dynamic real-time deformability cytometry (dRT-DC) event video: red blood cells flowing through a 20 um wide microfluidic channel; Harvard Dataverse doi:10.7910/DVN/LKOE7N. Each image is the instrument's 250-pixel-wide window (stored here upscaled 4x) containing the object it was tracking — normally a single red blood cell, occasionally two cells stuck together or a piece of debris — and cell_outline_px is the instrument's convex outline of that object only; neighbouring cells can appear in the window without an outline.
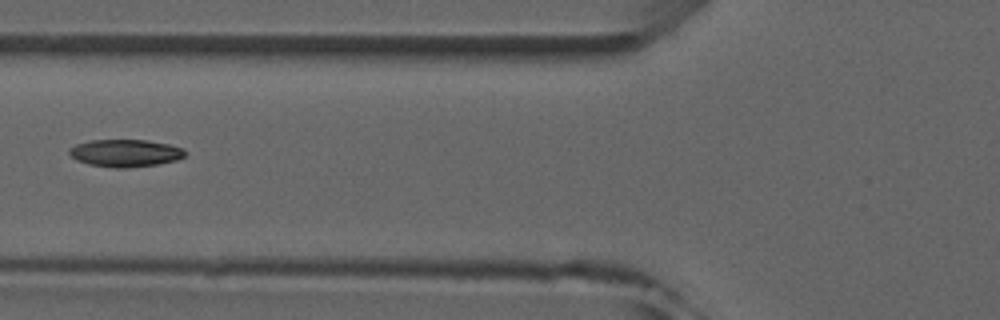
{"species": "common noctule bat (a hibernating species)", "species_latin": "Nyctalus noctula", "temperature_condition": "room temperature", "stored_images_in_passage": 6, "camera_frame_rate_fps": 3000, "um_per_image_px": 0.085, "animal": {"sex": "male", "forearm_length_mm": 52.5}, "frame": {"image": 1, "passage_image": 6, "time_ms": 5.667, "image_size_px": [1000, 320], "cell_outline_px": [[188, 152], [184, 156], [176, 160], [156, 164], [124, 168], [116, 168], [88, 164], [76, 160], [68, 152], [68, 148], [76, 144], [88, 140], [148, 140], [168, 144], [184, 148]], "centroid_in_image_um": [10.64, 13.0], "position_along_channel_um": 115.2, "area_um2": 18.55}}